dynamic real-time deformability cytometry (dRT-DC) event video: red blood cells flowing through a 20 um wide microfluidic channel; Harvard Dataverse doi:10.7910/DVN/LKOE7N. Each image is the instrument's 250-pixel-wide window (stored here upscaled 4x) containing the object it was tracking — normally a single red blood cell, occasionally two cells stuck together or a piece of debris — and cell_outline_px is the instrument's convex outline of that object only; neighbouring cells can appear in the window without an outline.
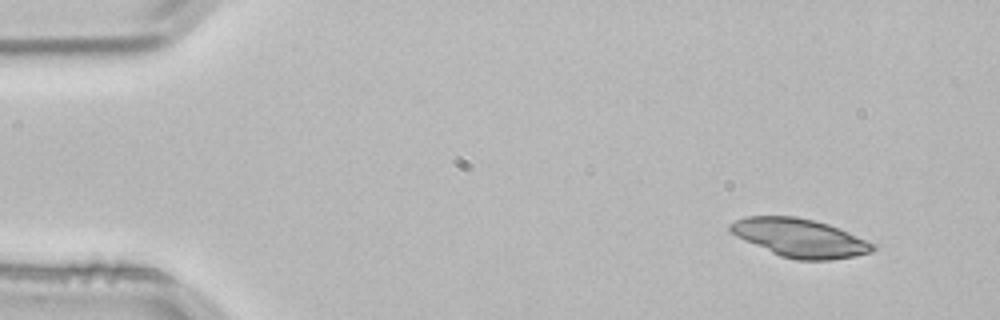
{"species": "common noctule bat (a hibernating species)", "species_latin": "Nyctalus noctula", "temperature_condition": "room temperature", "stored_images_in_passage": 3, "camera_frame_rate_fps": 3000, "um_per_image_px": 0.085, "animal": {"sex": "male", "body_mass_g": 21.5, "forearm_length_mm": 52.0}, "frame": {"image": 1, "passage_image": 1, "time_ms": 0.0, "image_size_px": [1000, 320], "cell_outline_px": [[876, 248], [872, 252], [856, 256], [828, 260], [796, 260], [780, 256], [744, 240], [736, 236], [728, 228], [728, 224], [744, 216], [796, 216], [828, 224], [848, 232], [876, 244]], "centroid_in_image_um": [67.99, 20.22], "position_along_channel_um": 17.0, "area_um2": 31.85}}